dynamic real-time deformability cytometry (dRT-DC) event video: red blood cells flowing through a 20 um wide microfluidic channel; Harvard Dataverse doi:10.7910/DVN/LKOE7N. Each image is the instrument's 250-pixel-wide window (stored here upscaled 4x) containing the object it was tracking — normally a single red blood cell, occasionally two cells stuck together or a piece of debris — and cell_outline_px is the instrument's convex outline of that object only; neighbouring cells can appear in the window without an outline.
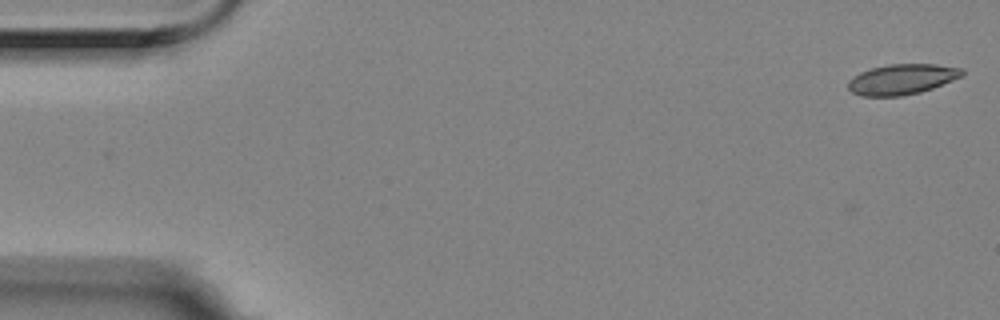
{"species": "Egyptian fruit bat (a non-hibernating species)", "species_latin": "Rousettus aegyptiacus", "temperature_condition": "room temperature", "stored_images_in_passage": 11, "camera_frame_rate_fps": 3000, "um_per_image_px": 0.085, "animal": {"sex": "female"}, "frame": {"image": 1, "passage_image": 1, "time_ms": 0.0, "image_size_px": [1000, 320], "cell_outline_px": [[964, 76], [932, 88], [920, 92], [900, 96], [860, 96], [852, 92], [848, 88], [848, 80], [852, 76], [860, 72], [872, 68], [888, 64], [936, 64], [964, 68]], "centroid_in_image_um": [76.67, 6.73], "position_along_channel_um": 8.3, "area_um2": 20.35}}
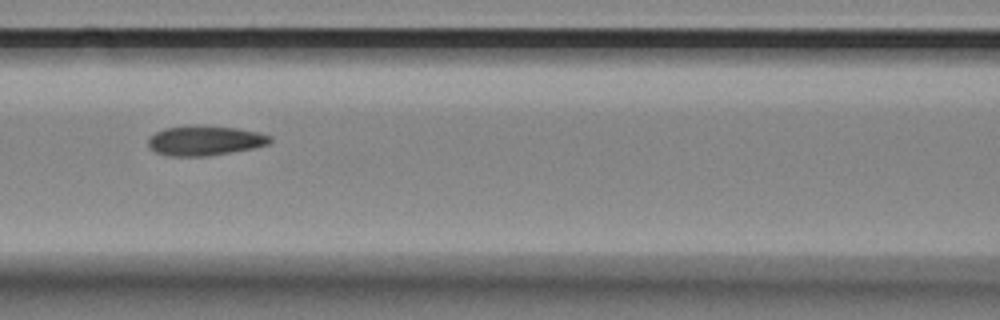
{"frame": {"image": 2, "passage_image": 7, "time_ms": 2.0, "image_size_px": [1000, 320], "cell_outline_px": [[272, 140], [268, 144], [252, 148], [208, 156], [168, 156], [156, 152], [148, 148], [148, 136], [164, 128], [200, 124], [236, 128], [256, 132], [272, 136]], "centroid_in_image_um": [17.36, 11.94], "position_along_channel_um": 149.2, "area_um2": 21.33}}
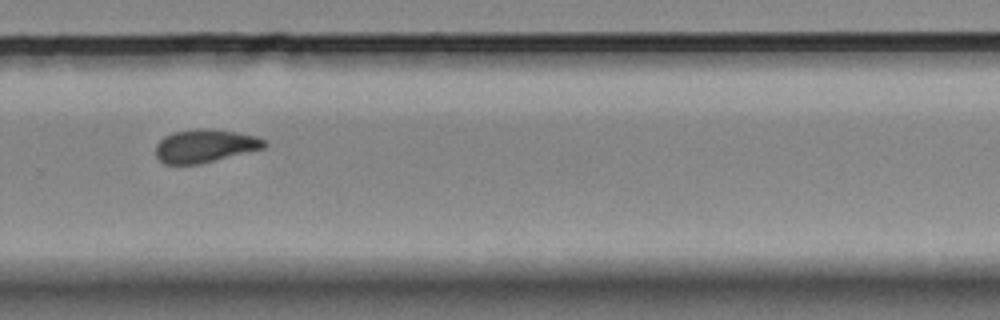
{"frame": {"image": 3, "passage_image": 11, "time_ms": 3.333, "image_size_px": [1000, 320], "cell_outline_px": [[268, 148], [200, 164], [164, 164], [156, 156], [156, 144], [164, 136], [172, 132], [196, 128], [208, 128], [236, 132], [260, 136], [268, 140]], "centroid_in_image_um": [17.5, 12.39], "position_along_channel_um": 312.3, "area_um2": 21.56}}